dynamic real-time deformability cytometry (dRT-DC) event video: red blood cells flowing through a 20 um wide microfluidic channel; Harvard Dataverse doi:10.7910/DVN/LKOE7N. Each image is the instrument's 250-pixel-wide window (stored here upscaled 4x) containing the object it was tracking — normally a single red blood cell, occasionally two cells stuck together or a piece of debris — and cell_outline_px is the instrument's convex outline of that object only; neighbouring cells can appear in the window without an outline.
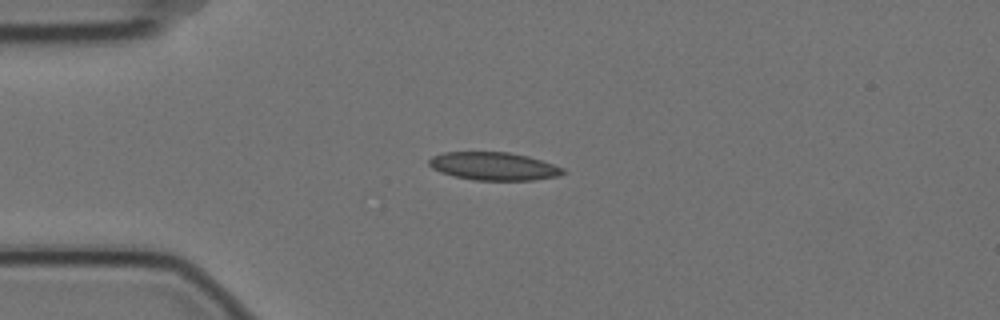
{"species": "Egyptian fruit bat (a non-hibernating species)", "species_latin": "Rousettus aegyptiacus", "temperature_condition": "cold", "stored_images_in_passage": 5, "camera_frame_rate_fps": 3000, "um_per_image_px": 0.085, "animal": {"sex": "female"}, "frame": {"image": 1, "passage_image": 3, "time_ms": 0.667, "image_size_px": [1000, 320], "cell_outline_px": [[568, 172], [560, 176], [532, 180], [476, 180], [456, 176], [440, 172], [432, 168], [428, 164], [428, 160], [432, 156], [444, 152], [508, 152], [528, 156], [564, 168]], "centroid_in_image_um": [41.98, 14.13], "position_along_channel_um": 43.0, "area_um2": 21.85}}
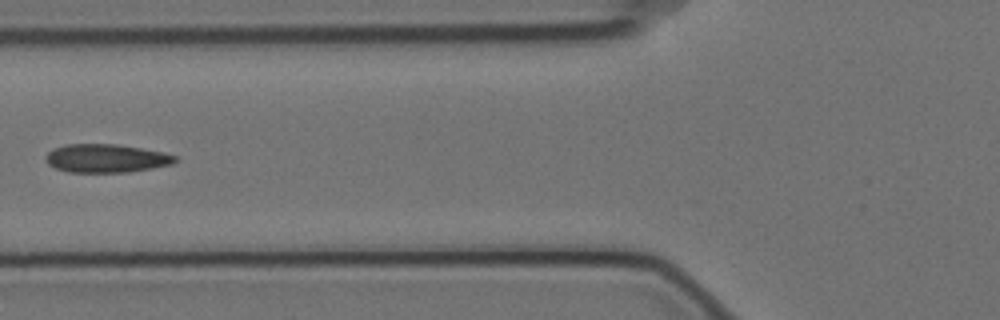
{"frame": {"image": 2, "passage_image": 5, "time_ms": 1.333, "image_size_px": [1000, 320], "cell_outline_px": [[180, 160], [172, 164], [152, 168], [128, 172], [68, 172], [56, 168], [48, 164], [44, 160], [44, 156], [52, 148], [64, 144], [116, 144], [164, 152], [176, 156]], "centroid_in_image_um": [9.0, 13.45], "position_along_channel_um": 116.8, "area_um2": 21.62}}